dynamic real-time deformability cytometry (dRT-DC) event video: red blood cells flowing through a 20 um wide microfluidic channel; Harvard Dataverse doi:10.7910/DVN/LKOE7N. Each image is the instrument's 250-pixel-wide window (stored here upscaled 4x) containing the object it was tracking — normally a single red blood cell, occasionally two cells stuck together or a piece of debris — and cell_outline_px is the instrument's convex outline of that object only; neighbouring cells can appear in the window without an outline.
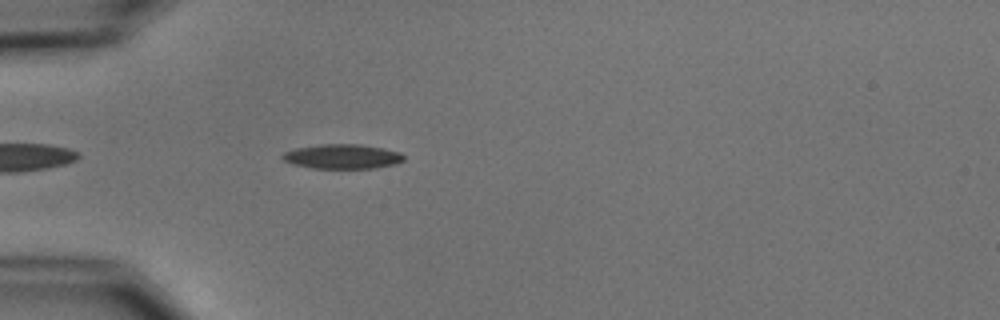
{"species": "common noctule bat (a hibernating species)", "species_latin": "Nyctalus noctula", "temperature_condition": "cold", "stored_images_in_passage": 4, "camera_frame_rate_fps": 3000, "um_per_image_px": 0.085, "animal": {"sex": "male", "body_mass_g": 15.6}, "frame": {"image": 1, "passage_image": 4, "time_ms": 3.333, "image_size_px": [1000, 320], "cell_outline_px": [[404, 160], [396, 164], [376, 168], [312, 168], [292, 164], [284, 160], [280, 156], [284, 152], [296, 148], [320, 144], [360, 144], [384, 148], [400, 152], [404, 156]], "centroid_in_image_um": [29.11, 13.3], "position_along_channel_um": 55.9, "area_um2": 17.46}}